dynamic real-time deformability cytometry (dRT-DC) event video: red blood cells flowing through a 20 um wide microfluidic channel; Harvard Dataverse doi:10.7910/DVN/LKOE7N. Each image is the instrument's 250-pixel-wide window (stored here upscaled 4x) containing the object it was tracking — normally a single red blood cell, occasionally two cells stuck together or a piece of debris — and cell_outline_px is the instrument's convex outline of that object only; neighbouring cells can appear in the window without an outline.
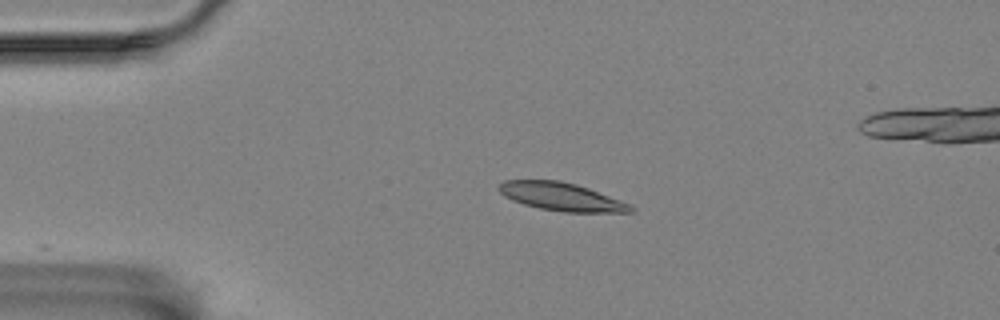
{"species": "Egyptian fruit bat (a non-hibernating species)", "species_latin": "Rousettus aegyptiacus", "temperature_condition": "room temperature", "stored_images_in_passage": 45, "camera_frame_rate_fps": 3000, "um_per_image_px": 0.085, "animal": {"sex": "female"}, "frame": {"image": 1, "passage_image": 2, "time_ms": 0.333, "image_size_px": [1000, 320], "cell_outline_px": [[636, 212], [564, 212], [540, 208], [524, 204], [512, 200], [504, 196], [496, 188], [504, 180], [560, 180], [576, 184], [588, 188], [628, 204], [636, 208]], "centroid_in_image_um": [47.68, 16.72], "position_along_channel_um": 37.3, "area_um2": 21.39}}
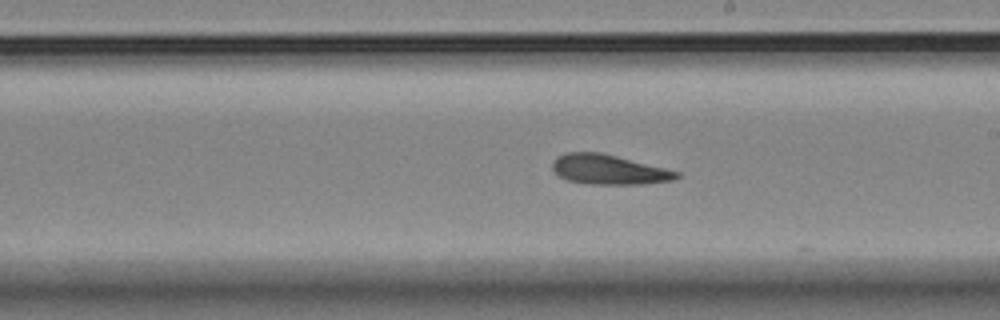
{"frame": {"image": 2, "passage_image": 22, "time_ms": 7.0, "image_size_px": [1000, 320], "cell_outline_px": [[680, 176], [672, 180], [640, 184], [584, 184], [564, 180], [552, 168], [552, 160], [556, 156], [564, 152], [600, 152], [680, 172]], "centroid_in_image_um": [51.67, 14.41], "position_along_channel_um": 237.3, "area_um2": 21.56}}
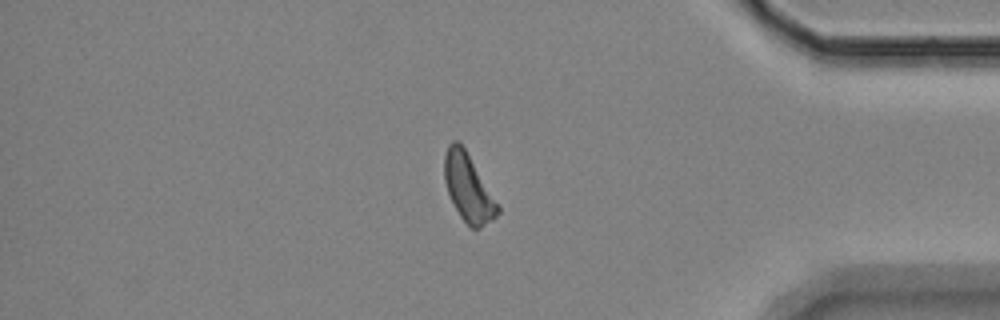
{"frame": {"image": 3, "passage_image": 38, "time_ms": 12.333, "image_size_px": [1000, 320], "cell_outline_px": [[500, 212], [492, 220], [480, 228], [472, 228], [460, 216], [448, 192], [444, 180], [444, 156], [448, 144], [452, 140], [456, 140], [464, 148], [500, 208]], "centroid_in_image_um": [39.78, 15.97], "position_along_channel_um": 395.4, "area_um2": 20.29}, "authors_computed_cell_mechanics": {"area_um2": 21.386, "velocity_mm_per_s": 3.4678, "shape_relaxation_time_tau1_ms": null, "shape_relaxation_time_tau2_ms": 3.3465, "deformation_change_tau1": null, "deformation_change_tau2": 0.141}}